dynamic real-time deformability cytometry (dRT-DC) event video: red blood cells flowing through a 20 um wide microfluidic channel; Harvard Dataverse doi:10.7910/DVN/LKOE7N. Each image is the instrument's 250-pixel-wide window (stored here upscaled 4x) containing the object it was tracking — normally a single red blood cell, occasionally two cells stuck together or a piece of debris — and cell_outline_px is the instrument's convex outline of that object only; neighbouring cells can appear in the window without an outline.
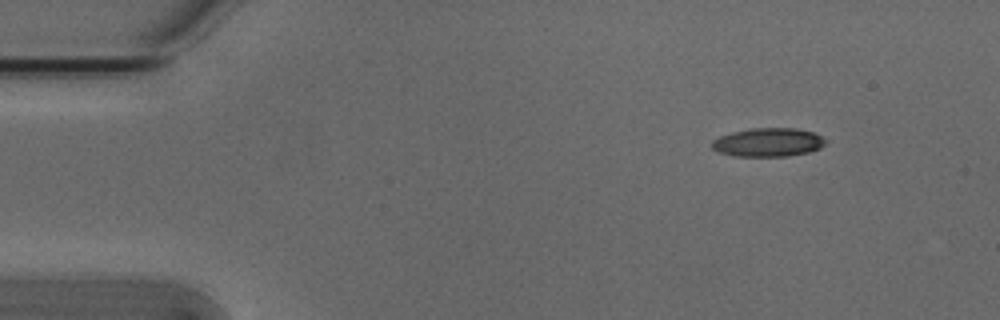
{"species": "Egyptian fruit bat (a non-hibernating species)", "species_latin": "Rousettus aegyptiacus", "temperature_condition": "cold", "stored_images_in_passage": 48, "camera_frame_rate_fps": 3000, "um_per_image_px": 0.085, "animal": {"sex": "male"}, "frame": {"image": 1, "passage_image": 1, "time_ms": 0.0, "image_size_px": [1000, 320], "cell_outline_px": [[828, 140], [820, 148], [808, 152], [788, 156], [732, 156], [720, 152], [712, 148], [712, 140], [720, 136], [732, 132], [752, 128], [796, 128], [812, 132]], "centroid_in_image_um": [65.29, 12.1], "position_along_channel_um": 19.7, "area_um2": 18.9}}
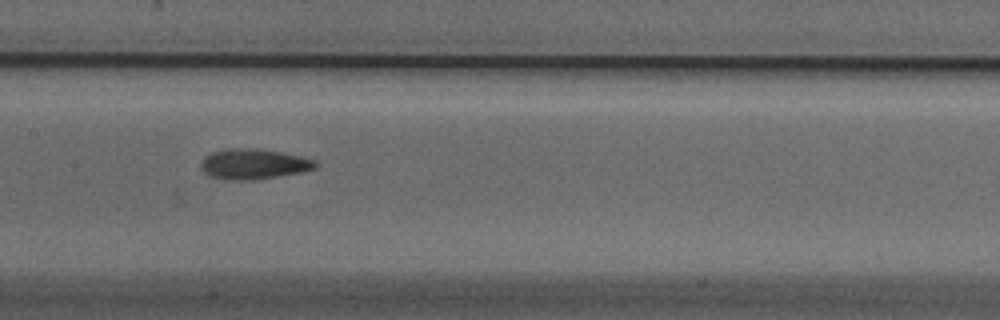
{"frame": {"image": 2, "passage_image": 21, "time_ms": 6.667, "image_size_px": [1000, 320], "cell_outline_px": [[320, 164], [316, 168], [300, 172], [252, 180], [228, 180], [208, 176], [200, 168], [200, 160], [204, 156], [212, 152], [228, 148], [256, 148], [280, 152], [300, 156], [316, 160]], "centroid_in_image_um": [21.52, 13.94], "position_along_channel_um": 185.9, "area_um2": 20.4}}
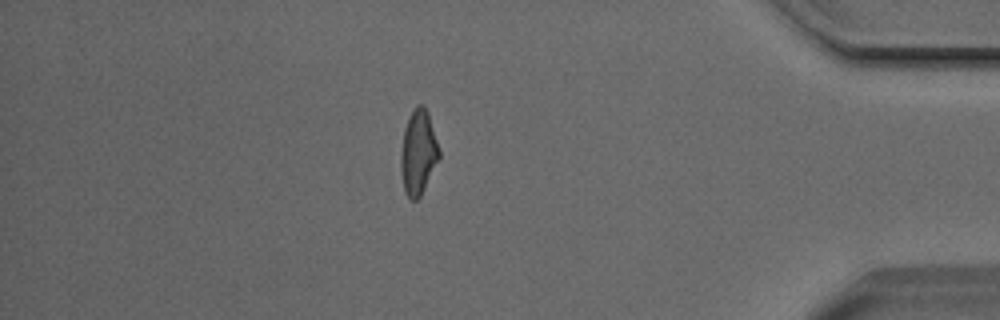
{"frame": {"image": 3, "passage_image": 41, "time_ms": 13.333, "image_size_px": [1000, 320], "cell_outline_px": [[440, 156], [420, 196], [416, 200], [412, 200], [404, 192], [400, 164], [400, 152], [404, 128], [412, 108], [416, 104], [424, 104], [428, 112], [440, 148]], "centroid_in_image_um": [35.54, 12.89], "position_along_channel_um": 399.7, "area_um2": 19.07}, "authors_computed_cell_mechanics": {"area_um2": 19.1896, "velocity_mm_per_s": 3.8213, "shape_relaxation_time_tau1_ms": 6.3914, "shape_relaxation_time_tau2_ms": 3.8635, "deformation_change_tau1": 0.1516, "deformation_change_tau2": 0.1241}}